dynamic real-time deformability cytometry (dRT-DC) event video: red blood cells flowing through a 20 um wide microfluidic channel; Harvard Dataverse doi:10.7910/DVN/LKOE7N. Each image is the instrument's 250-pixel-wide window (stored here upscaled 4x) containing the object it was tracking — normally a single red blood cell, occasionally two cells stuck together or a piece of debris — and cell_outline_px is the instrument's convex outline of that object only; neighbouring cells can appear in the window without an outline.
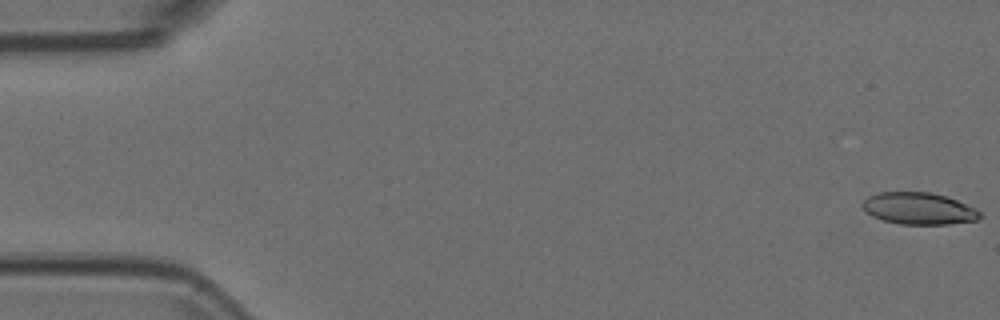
{"species": "Egyptian fruit bat (a non-hibernating species)", "species_latin": "Rousettus aegyptiacus", "temperature_condition": "room temperature", "stored_images_in_passage": 55, "camera_frame_rate_fps": 3000, "um_per_image_px": 0.085, "animal": {"sex": "female"}, "frame": {"image": 1, "passage_image": 1, "time_ms": 0.0, "image_size_px": [1000, 320], "cell_outline_px": [[980, 216], [976, 220], [948, 224], [900, 224], [884, 220], [872, 216], [864, 212], [860, 204], [868, 196], [880, 192], [928, 192], [944, 196], [956, 200], [980, 212]], "centroid_in_image_um": [78.01, 17.72], "position_along_channel_um": 7.0, "area_um2": 21.56}}
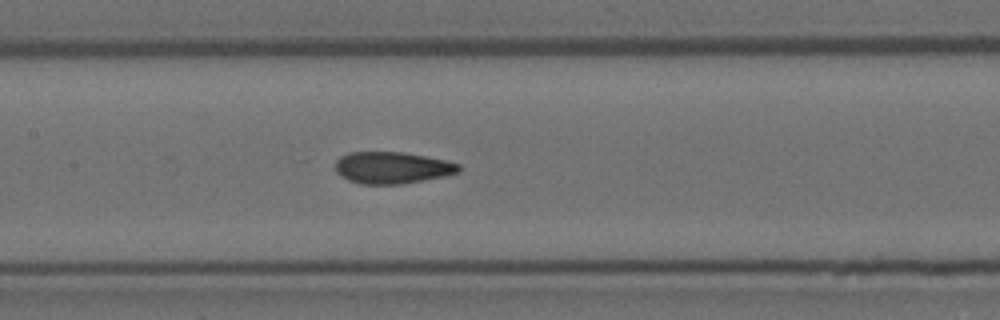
{"frame": {"image": 2, "passage_image": 26, "time_ms": 8.333, "image_size_px": [1000, 320], "cell_outline_px": [[460, 172], [444, 176], [404, 184], [360, 184], [348, 180], [340, 176], [336, 172], [336, 160], [340, 156], [348, 152], [404, 152], [444, 160], [460, 164]], "centroid_in_image_um": [33.31, 14.26], "position_along_channel_um": 174.1, "area_um2": 22.95}}
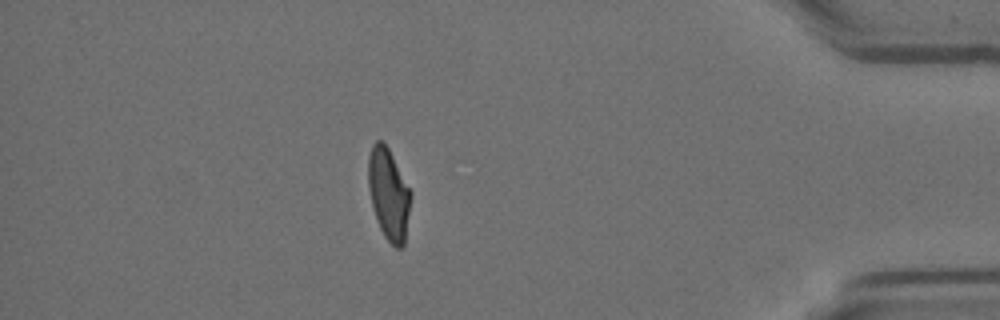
{"frame": {"image": 3, "passage_image": 48, "time_ms": 15.667, "image_size_px": [1000, 320], "cell_outline_px": [[412, 196], [404, 244], [400, 248], [396, 248], [384, 236], [380, 228], [372, 208], [368, 184], [368, 156], [372, 144], [376, 140], [384, 140], [412, 192]], "centroid_in_image_um": [33.03, 16.46], "position_along_channel_um": 402.2, "area_um2": 22.83}, "authors_computed_cell_mechanics": {"area_um2": 22.8888, "velocity_mm_per_s": 3.7366, "shape_relaxation_time_tau1_ms": null, "shape_relaxation_time_tau2_ms": 1.4475, "deformation_change_tau1": null, "deformation_change_tau2": 0.0849}}